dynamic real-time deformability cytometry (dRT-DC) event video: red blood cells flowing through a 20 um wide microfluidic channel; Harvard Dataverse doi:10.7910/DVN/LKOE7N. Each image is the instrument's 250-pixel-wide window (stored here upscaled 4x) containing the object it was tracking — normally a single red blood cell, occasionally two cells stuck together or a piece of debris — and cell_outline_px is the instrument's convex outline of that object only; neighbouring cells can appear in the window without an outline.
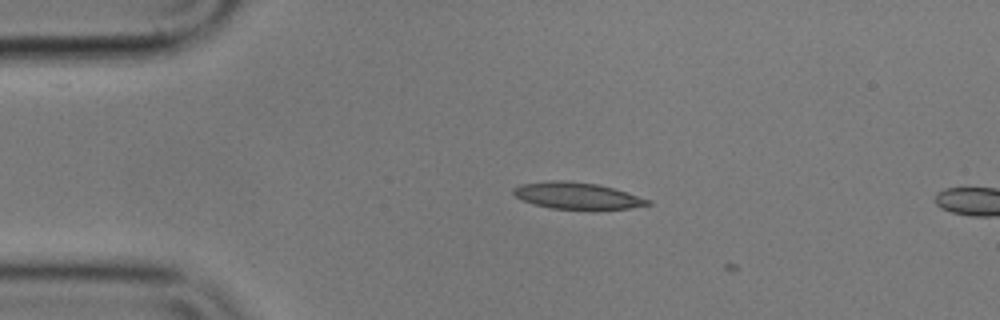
{"species": "common noctule bat (a hibernating species)", "species_latin": "Nyctalus noctula", "temperature_condition": "cold", "stored_images_in_passage": 2, "camera_frame_rate_fps": 3000, "um_per_image_px": 0.085, "animal": {"sex": "male", "body_mass_g": 17.9}, "frame": {"image": 1, "passage_image": 1, "time_ms": 0.0, "image_size_px": [1000, 320], "cell_outline_px": [[652, 204], [628, 208], [592, 212], [552, 208], [532, 204], [516, 196], [512, 192], [512, 188], [520, 184], [552, 180], [564, 180], [596, 184], [612, 188], [652, 200]], "centroid_in_image_um": [49.07, 16.67], "position_along_channel_um": 35.9, "area_um2": 21.44}}